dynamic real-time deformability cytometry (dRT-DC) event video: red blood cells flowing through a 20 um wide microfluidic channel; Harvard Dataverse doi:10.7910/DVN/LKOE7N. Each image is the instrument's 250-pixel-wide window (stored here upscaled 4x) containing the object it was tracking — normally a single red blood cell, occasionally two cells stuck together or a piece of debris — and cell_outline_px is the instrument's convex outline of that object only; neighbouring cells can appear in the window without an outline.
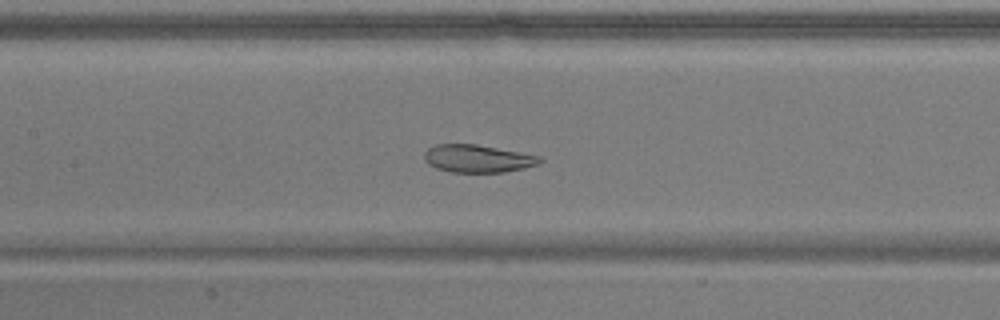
{"species": "common noctule bat (a hibernating species)", "species_latin": "Nyctalus noctula", "temperature_condition": "warm", "stored_images_in_passage": 39, "camera_frame_rate_fps": 3000, "um_per_image_px": 0.085, "animal": {"sex": "male", "body_mass_g": 17.9}, "frame": {"image": 1, "passage_image": 9, "time_ms": 2.667, "image_size_px": [1000, 320], "cell_outline_px": [[544, 160], [540, 164], [524, 168], [504, 172], [448, 172], [436, 168], [428, 164], [424, 160], [424, 152], [428, 148], [436, 144], [476, 144], [540, 156]], "centroid_in_image_um": [40.59, 13.48], "position_along_channel_um": 166.8, "area_um2": 18.73}}
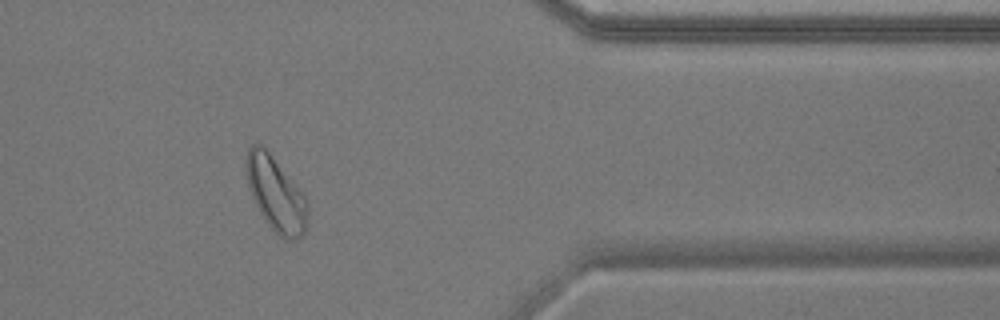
{"frame": {"image": 2, "passage_image": 29, "time_ms": 9.333, "image_size_px": [1000, 320], "cell_outline_px": [[308, 224], [304, 232], [300, 236], [292, 240], [288, 240], [280, 236], [268, 224], [260, 212], [252, 196], [248, 184], [244, 160], [248, 148], [252, 144], [260, 144], [268, 152], [304, 196], [308, 204]], "centroid_in_image_um": [23.43, 16.5], "position_along_channel_um": 388.0, "area_um2": 26.01}}
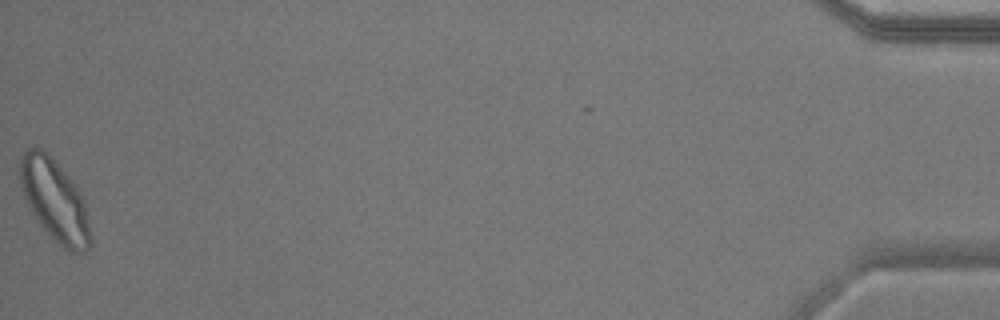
{"frame": {"image": 3, "passage_image": 39, "time_ms": 12.667, "image_size_px": [1000, 320], "cell_outline_px": [[92, 244], [84, 252], [68, 252], [40, 224], [32, 212], [24, 196], [20, 184], [20, 160], [24, 152], [28, 148], [40, 148], [76, 184], [84, 200], [92, 240]], "centroid_in_image_um": [4.67, 17.06], "position_along_channel_um": 430.5, "area_um2": 32.83}, "authors_computed_cell_mechanics": {"area_um2": 20.6924, "velocity_mm_per_s": 3.6382, "shape_relaxation_time_tau1_ms": null, "shape_relaxation_time_tau2_ms": 0.9058, "deformation_change_tau1": null, "deformation_change_tau2": 0.0649}}